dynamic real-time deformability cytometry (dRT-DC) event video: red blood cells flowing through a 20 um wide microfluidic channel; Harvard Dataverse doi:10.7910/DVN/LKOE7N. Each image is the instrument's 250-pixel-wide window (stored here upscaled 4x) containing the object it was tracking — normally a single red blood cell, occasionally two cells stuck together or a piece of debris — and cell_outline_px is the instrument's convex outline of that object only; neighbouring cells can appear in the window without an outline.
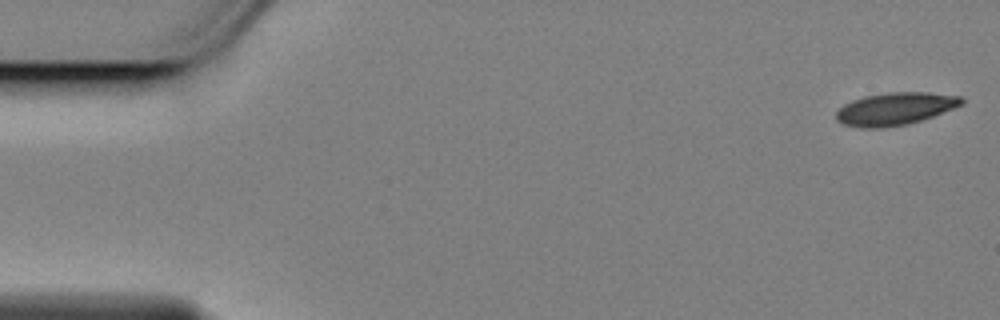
{"species": "Egyptian fruit bat (a non-hibernating species)", "species_latin": "Rousettus aegyptiacus", "temperature_condition": "cold", "stored_images_in_passage": 57, "camera_frame_rate_fps": 3000, "um_per_image_px": 0.085, "animal": {"sex": "female"}, "frame": {"image": 1, "passage_image": 1, "time_ms": 0.0, "image_size_px": [1000, 320], "cell_outline_px": [[964, 104], [932, 116], [908, 124], [884, 128], [860, 128], [844, 124], [836, 120], [836, 112], [844, 104], [852, 100], [864, 96], [888, 92], [928, 92], [960, 96], [964, 100]], "centroid_in_image_um": [76.07, 9.24], "position_along_channel_um": 8.9, "area_um2": 23.81}}
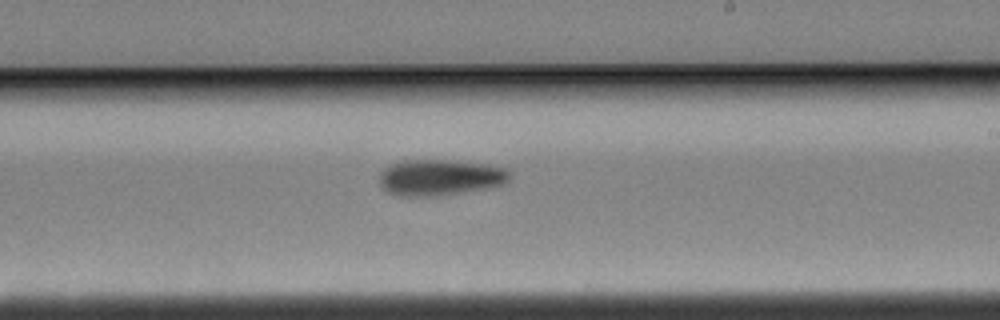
{"frame": {"image": 2, "passage_image": 33, "time_ms": 10.667, "image_size_px": [1000, 320], "cell_outline_px": [[512, 172], [508, 180], [504, 184], [492, 188], [432, 196], [412, 196], [388, 192], [380, 184], [380, 176], [384, 168], [400, 160], [448, 160], [488, 164], [504, 168]], "centroid_in_image_um": [37.46, 15.07], "position_along_channel_um": 251.5, "area_um2": 27.28}}
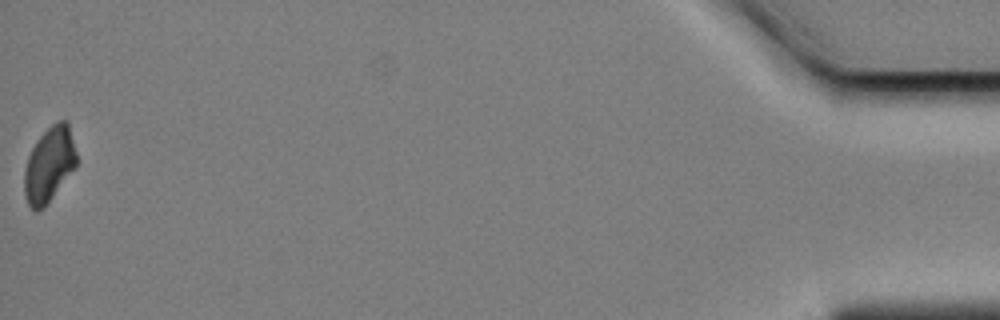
{"frame": {"image": 3, "passage_image": 57, "time_ms": 18.667, "image_size_px": [1000, 320], "cell_outline_px": [[80, 160], [76, 168], [52, 196], [36, 212], [28, 204], [24, 192], [24, 168], [28, 156], [36, 140], [56, 120], [68, 120]], "centroid_in_image_um": [4.23, 13.91], "position_along_channel_um": 431.0, "area_um2": 23.06}, "authors_computed_cell_mechanics": {"area_um2": 24.9118, "velocity_mm_per_s": 3.4433, "shape_relaxation_time_tau1_ms": 4.2169, "shape_relaxation_time_tau2_ms": null, "deformation_change_tau1": 0.1158, "deformation_change_tau2": null}}